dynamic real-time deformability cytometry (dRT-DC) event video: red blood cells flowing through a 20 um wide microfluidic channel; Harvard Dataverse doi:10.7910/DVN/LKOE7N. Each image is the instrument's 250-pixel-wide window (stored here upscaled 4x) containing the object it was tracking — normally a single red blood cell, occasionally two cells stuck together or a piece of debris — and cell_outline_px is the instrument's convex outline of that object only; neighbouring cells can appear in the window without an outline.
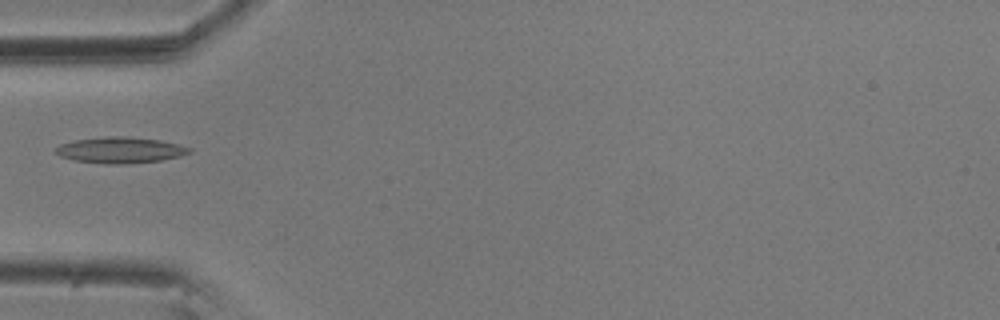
{"species": "common noctule bat (a hibernating species)", "species_latin": "Nyctalus noctula", "temperature_condition": "room temperature", "stored_images_in_passage": 10, "camera_frame_rate_fps": 3000, "um_per_image_px": 0.085, "animal": {"sex": "male", "body_mass_g": 20.5, "forearm_length_mm": 52.5}, "frame": {"image": 1, "passage_image": 6, "time_ms": 1.667, "image_size_px": [1000, 320], "cell_outline_px": [[192, 152], [180, 156], [160, 160], [124, 164], [104, 164], [72, 160], [60, 156], [56, 152], [56, 148], [60, 144], [76, 140], [104, 136], [124, 136], [160, 140], [192, 148]], "centroid_in_image_um": [10.21, 12.76], "position_along_channel_um": 74.8, "area_um2": 20.23}}
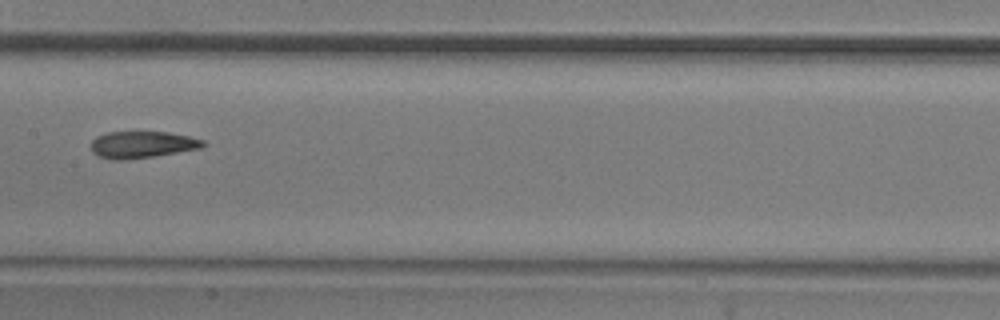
{"frame": {"image": 2, "passage_image": 9, "time_ms": 2.667, "image_size_px": [1000, 320], "cell_outline_px": [[208, 144], [204, 148], [156, 156], [124, 160], [112, 160], [100, 156], [92, 152], [92, 140], [96, 136], [108, 132], [168, 132], [188, 136], [204, 140]], "centroid_in_image_um": [12.14, 12.3], "position_along_channel_um": 195.3, "area_um2": 17.69}}
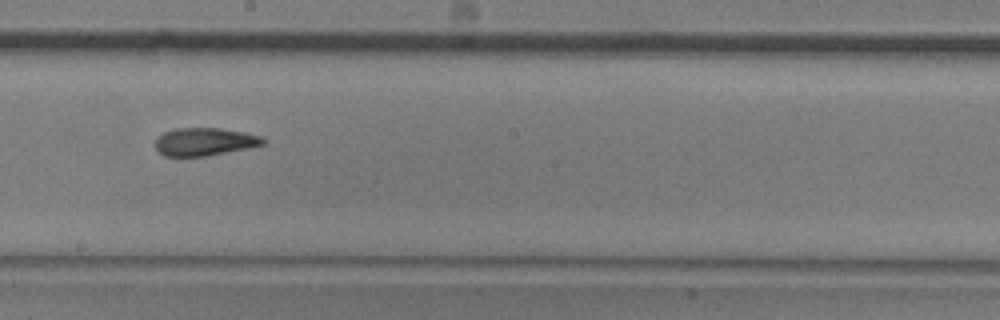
{"frame": {"image": 3, "passage_image": 10, "time_ms": 3.0, "image_size_px": [1000, 320], "cell_outline_px": [[264, 144], [248, 148], [204, 156], [164, 156], [156, 148], [156, 136], [164, 132], [176, 128], [220, 128], [244, 132], [260, 136], [264, 140]], "centroid_in_image_um": [17.36, 12.04], "position_along_channel_um": 230.8, "area_um2": 17.34}}